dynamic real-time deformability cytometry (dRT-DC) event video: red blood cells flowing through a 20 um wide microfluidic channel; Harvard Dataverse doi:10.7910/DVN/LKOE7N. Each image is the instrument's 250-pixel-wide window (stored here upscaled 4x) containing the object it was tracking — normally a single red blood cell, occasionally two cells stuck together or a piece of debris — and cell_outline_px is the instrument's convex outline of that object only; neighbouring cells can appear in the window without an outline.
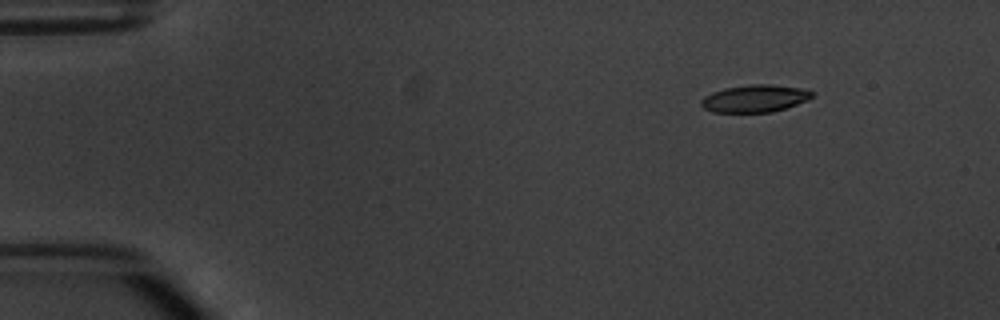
{"species": "common noctule bat (a hibernating species)", "species_latin": "Nyctalus noctula", "temperature_condition": "warm", "stored_images_in_passage": 8, "camera_frame_rate_fps": 3000, "um_per_image_px": 0.085, "animal": {"sex": "male", "body_mass_g": 20.1, "forearm_length_mm": 53.5}, "frame": {"image": 1, "passage_image": 1, "time_ms": 0.0, "image_size_px": [1000, 320], "cell_outline_px": [[812, 96], [808, 100], [772, 112], [712, 112], [704, 108], [700, 104], [700, 100], [704, 96], [712, 92], [724, 88], [752, 84], [772, 84], [800, 88], [812, 92]], "centroid_in_image_um": [64.11, 8.37], "position_along_channel_um": 20.9, "area_um2": 17.57}}
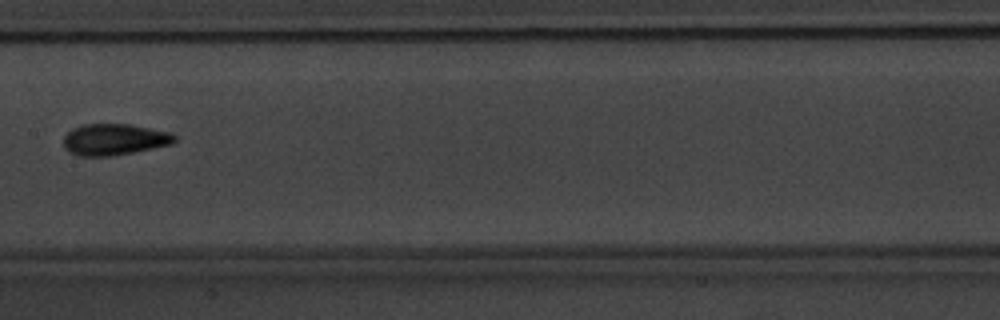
{"frame": {"image": 2, "passage_image": 7, "time_ms": 7.0, "image_size_px": [1000, 320], "cell_outline_px": [[176, 140], [172, 144], [112, 156], [80, 156], [68, 152], [64, 148], [64, 136], [72, 128], [84, 124], [128, 124], [168, 132], [176, 136]], "centroid_in_image_um": [9.67, 11.86], "position_along_channel_um": 197.7, "area_um2": 20.17}}
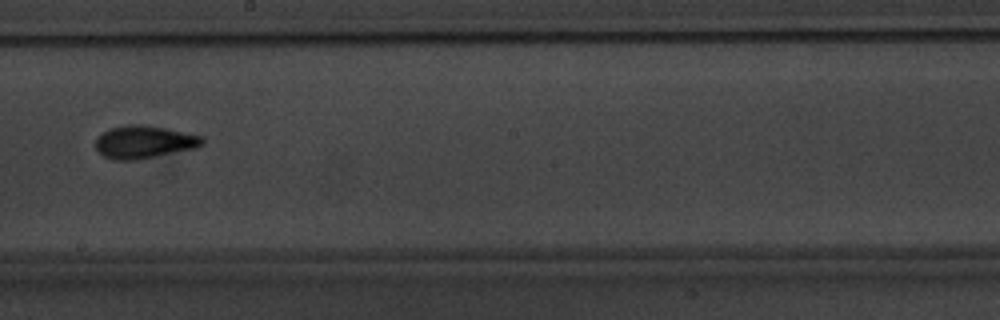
{"frame": {"image": 3, "passage_image": 8, "time_ms": 8.0, "image_size_px": [1000, 320], "cell_outline_px": [[204, 144], [196, 148], [136, 160], [112, 160], [104, 156], [96, 148], [96, 140], [100, 132], [108, 128], [128, 124], [144, 124], [168, 128], [204, 136]], "centroid_in_image_um": [12.26, 12.05], "position_along_channel_um": 235.9, "area_um2": 20.69}}